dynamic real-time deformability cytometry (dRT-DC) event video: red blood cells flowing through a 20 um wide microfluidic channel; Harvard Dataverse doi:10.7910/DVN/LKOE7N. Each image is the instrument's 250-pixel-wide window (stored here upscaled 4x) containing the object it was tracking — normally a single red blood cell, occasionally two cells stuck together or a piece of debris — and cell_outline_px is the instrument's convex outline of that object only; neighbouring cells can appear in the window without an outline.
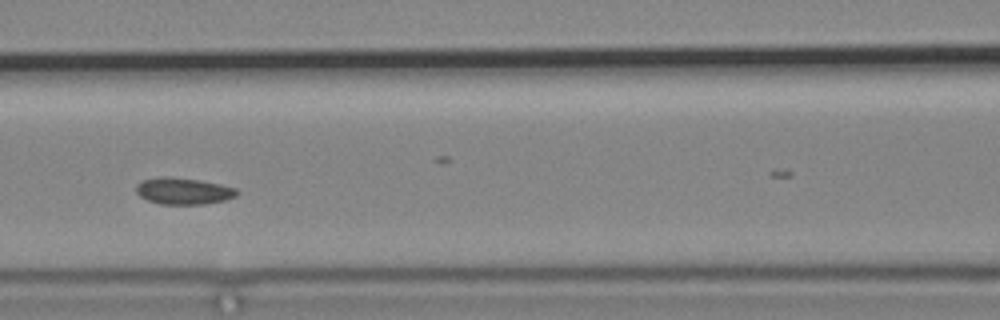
{"species": "common noctule bat (a hibernating species)", "species_latin": "Nyctalus noctula", "temperature_condition": "cold", "stored_images_in_passage": 9, "camera_frame_rate_fps": 3000, "um_per_image_px": 0.085, "animal": {"sex": "male", "body_mass_g": 19.2, "forearm_length_mm": 51.8}, "frame": {"image": 1, "passage_image": 5, "time_ms": 4.667, "image_size_px": [1000, 320], "cell_outline_px": [[240, 192], [236, 196], [224, 200], [204, 204], [160, 204], [148, 200], [140, 196], [136, 192], [136, 184], [144, 180], [164, 176], [168, 176], [200, 180], [220, 184], [236, 188]], "centroid_in_image_um": [15.6, 16.23], "position_along_channel_um": 151.0, "area_um2": 15.61}}
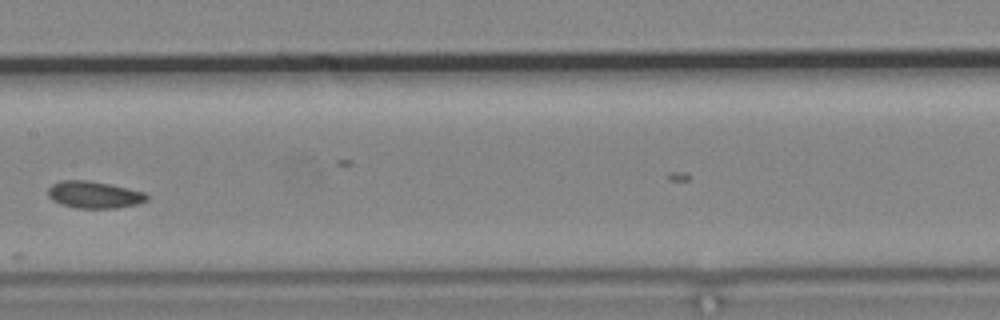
{"frame": {"image": 2, "passage_image": 6, "time_ms": 6.0, "image_size_px": [1000, 320], "cell_outline_px": [[148, 200], [136, 204], [116, 208], [76, 208], [60, 204], [52, 200], [48, 196], [48, 188], [52, 184], [60, 180], [88, 180], [128, 188], [144, 192], [148, 196]], "centroid_in_image_um": [7.97, 16.55], "position_along_channel_um": 199.4, "area_um2": 15.55}}
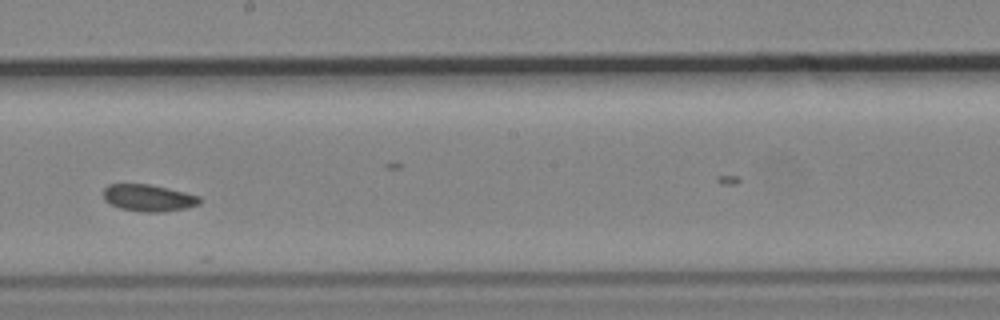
{"frame": {"image": 3, "passage_image": 7, "time_ms": 7.0, "image_size_px": [1000, 320], "cell_outline_px": [[200, 204], [184, 208], [160, 212], [144, 212], [120, 208], [104, 200], [104, 188], [108, 184], [148, 184], [168, 188], [200, 196]], "centroid_in_image_um": [12.61, 16.81], "position_along_channel_um": 235.6, "area_um2": 14.91}}